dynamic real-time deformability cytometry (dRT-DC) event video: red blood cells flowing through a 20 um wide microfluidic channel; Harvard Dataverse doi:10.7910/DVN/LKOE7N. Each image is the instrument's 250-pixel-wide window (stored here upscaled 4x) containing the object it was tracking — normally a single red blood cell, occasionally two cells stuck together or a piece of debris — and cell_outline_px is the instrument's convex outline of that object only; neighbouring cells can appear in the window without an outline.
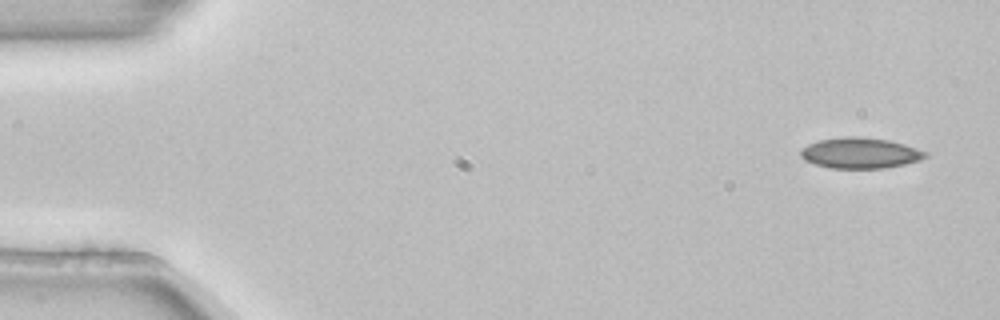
{"species": "common noctule bat (a hibernating species)", "species_latin": "Nyctalus noctula", "temperature_condition": "room temperature", "stored_images_in_passage": 4, "segment_of_instrument_passage": [1, 2], "camera_frame_rate_fps": 3000, "um_per_image_px": 0.085, "animal": {"sex": "female", "body_mass_g": 22.7, "forearm_length_mm": 54.2}, "frame": {"image": 1, "passage_image": 1, "time_ms": 0.0, "image_size_px": [1000, 320], "cell_outline_px": [[928, 156], [920, 160], [904, 164], [884, 168], [828, 168], [804, 160], [800, 156], [800, 148], [808, 144], [820, 140], [848, 136], [856, 136], [888, 140], [904, 144], [928, 152]], "centroid_in_image_um": [73.1, 13.01], "position_along_channel_um": 11.9, "area_um2": 22.31}}